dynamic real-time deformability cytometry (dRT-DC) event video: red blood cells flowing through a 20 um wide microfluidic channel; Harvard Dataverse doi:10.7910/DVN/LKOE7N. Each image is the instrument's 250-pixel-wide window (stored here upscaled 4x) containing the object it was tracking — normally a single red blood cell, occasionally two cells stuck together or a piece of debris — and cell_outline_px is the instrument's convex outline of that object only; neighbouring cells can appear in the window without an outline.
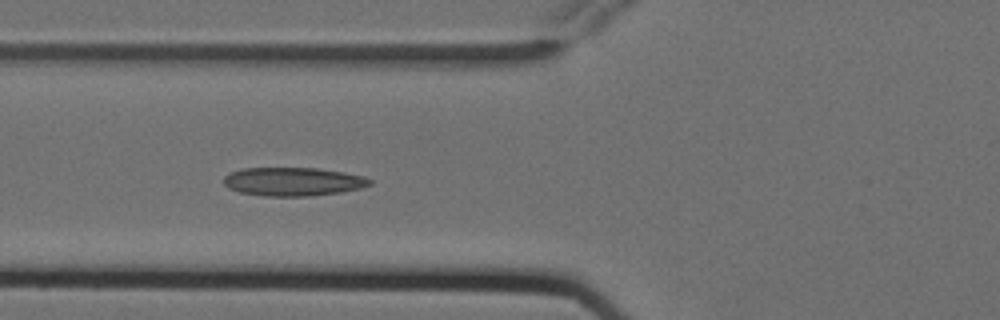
{"species": "Egyptian fruit bat (a non-hibernating species)", "species_latin": "Rousettus aegyptiacus", "temperature_condition": "cold", "stored_images_in_passage": 6, "camera_frame_rate_fps": 3000, "um_per_image_px": 0.085, "animal": {"sex": "female"}, "frame": {"image": 1, "passage_image": 6, "time_ms": 1.667, "image_size_px": [1000, 320], "cell_outline_px": [[372, 184], [360, 188], [340, 192], [308, 196], [264, 196], [240, 192], [228, 188], [224, 184], [224, 176], [232, 172], [244, 168], [316, 168], [344, 172], [364, 176], [372, 180]], "centroid_in_image_um": [24.92, 15.43], "position_along_channel_um": 100.9, "area_um2": 24.22}}